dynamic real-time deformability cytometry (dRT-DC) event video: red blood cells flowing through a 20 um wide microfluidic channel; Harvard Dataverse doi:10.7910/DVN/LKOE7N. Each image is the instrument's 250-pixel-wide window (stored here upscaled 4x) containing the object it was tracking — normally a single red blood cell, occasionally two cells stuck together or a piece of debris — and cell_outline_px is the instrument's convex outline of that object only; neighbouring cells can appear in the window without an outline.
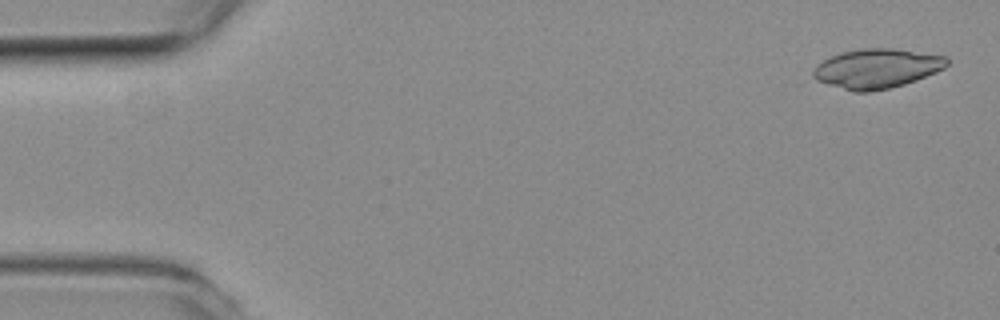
{"species": "common noctule bat (a hibernating species)", "species_latin": "Nyctalus noctula", "temperature_condition": "room temperature", "stored_images_in_passage": 19, "camera_frame_rate_fps": 3000, "um_per_image_px": 0.085, "animal": {"sex": "female", "body_mass_g": 19.3, "forearm_length_mm": 54.1}, "frame": {"image": 1, "passage_image": 2, "time_ms": 0.333, "image_size_px": [1000, 320], "cell_outline_px": [[948, 64], [944, 68], [936, 72], [916, 80], [904, 84], [888, 88], [868, 92], [852, 92], [816, 80], [812, 76], [812, 72], [824, 60], [832, 56], [844, 52], [864, 48], [892, 48], [944, 56], [948, 60]], "centroid_in_image_um": [74.53, 5.83], "position_along_channel_um": 10.5, "area_um2": 30.35}}